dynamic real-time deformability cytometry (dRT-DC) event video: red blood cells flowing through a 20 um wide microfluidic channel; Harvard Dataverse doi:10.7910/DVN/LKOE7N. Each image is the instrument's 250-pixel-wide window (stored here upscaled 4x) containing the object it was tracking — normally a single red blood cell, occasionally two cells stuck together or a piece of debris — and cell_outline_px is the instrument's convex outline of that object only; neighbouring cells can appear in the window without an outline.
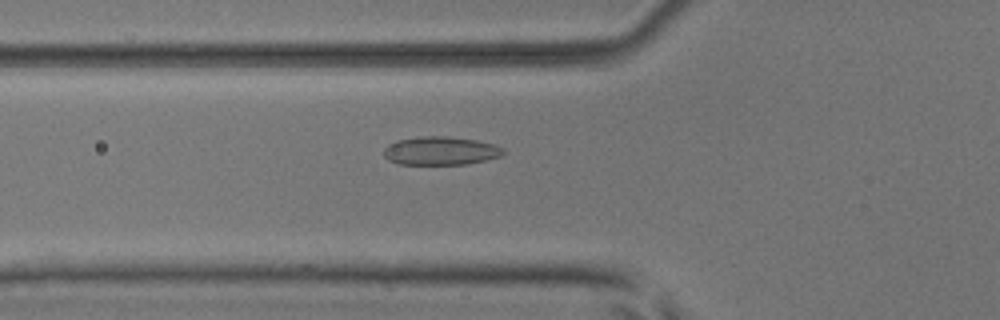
{"species": "common noctule bat (a hibernating species)", "species_latin": "Nyctalus noctula", "temperature_condition": "room temperature", "stored_images_in_passage": 42, "camera_frame_rate_fps": 3000, "um_per_image_px": 0.085, "animal": {"sex": "male", "body_mass_g": 17.9, "forearm_length_mm": 54.2}, "frame": {"image": 1, "passage_image": 8, "time_ms": 2.333, "image_size_px": [1000, 320], "cell_outline_px": [[504, 152], [500, 156], [484, 160], [464, 164], [396, 164], [388, 160], [384, 156], [384, 148], [388, 144], [396, 140], [424, 136], [448, 136], [476, 140], [496, 144], [504, 148]], "centroid_in_image_um": [37.43, 12.81], "position_along_channel_um": 88.4, "area_um2": 19.83}}
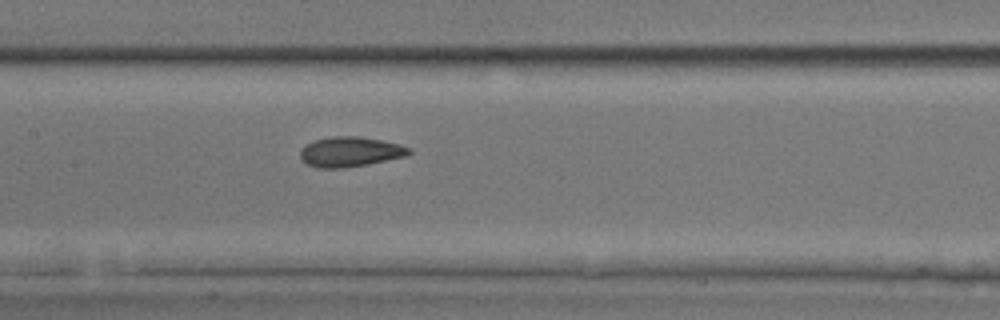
{"frame": {"image": 2, "passage_image": 15, "time_ms": 4.667, "image_size_px": [1000, 320], "cell_outline_px": [[412, 152], [408, 156], [368, 164], [344, 168], [316, 168], [304, 164], [300, 156], [300, 148], [316, 140], [332, 136], [360, 136], [400, 144], [412, 148]], "centroid_in_image_um": [29.78, 12.91], "position_along_channel_um": 177.6, "area_um2": 19.25}}
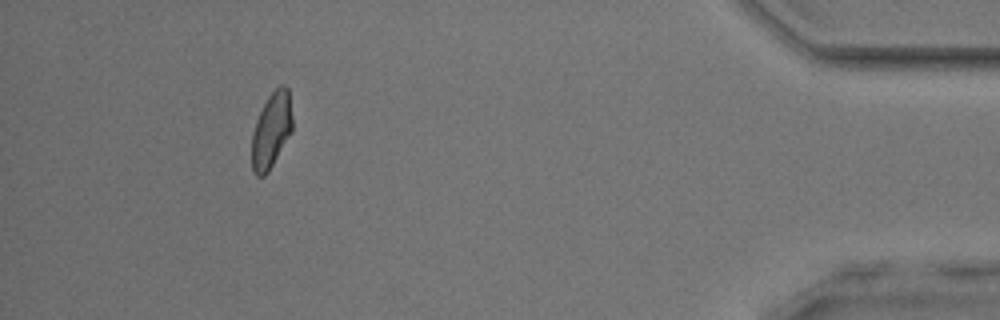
{"frame": {"image": 3, "passage_image": 38, "time_ms": 12.333, "image_size_px": [1000, 320], "cell_outline_px": [[292, 132], [268, 172], [264, 176], [256, 176], [252, 168], [252, 132], [256, 120], [268, 96], [280, 84], [284, 84], [288, 88], [292, 116]], "centroid_in_image_um": [23.07, 11.07], "position_along_channel_um": 412.1, "area_um2": 17.86}, "authors_computed_cell_mechanics": {"area_um2": 18.6405, "velocity_mm_per_s": 3.8161, "shape_relaxation_time_tau1_ms": null, "shape_relaxation_time_tau2_ms": 2.1817, "deformation_change_tau1": null, "deformation_change_tau2": 0.0757}}